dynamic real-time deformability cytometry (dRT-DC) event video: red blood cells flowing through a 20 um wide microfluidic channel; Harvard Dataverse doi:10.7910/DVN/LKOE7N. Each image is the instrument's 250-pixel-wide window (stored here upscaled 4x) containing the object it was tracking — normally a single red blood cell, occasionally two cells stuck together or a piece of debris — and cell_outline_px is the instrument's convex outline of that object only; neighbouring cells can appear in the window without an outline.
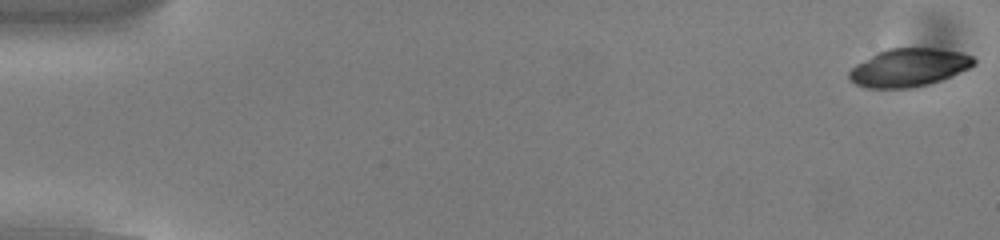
{"species": "common noctule bat (a hibernating species)", "species_latin": "Nyctalus noctula", "temperature_condition": "cold", "stored_images_in_passage": 54, "camera_frame_rate_fps": 3000, "um_per_image_px": 0.085, "animal": {"sex": "male", "body_mass_g": 13.0, "forearm_length_mm": 53.1}, "frame": {"image": 1, "passage_image": 1, "time_ms": 0.0, "image_size_px": [1000, 240], "cell_outline_px": [[976, 64], [968, 68], [940, 80], [928, 84], [912, 88], [868, 88], [856, 84], [848, 76], [848, 72], [856, 64], [876, 52], [888, 48], [936, 48], [960, 52], [972, 56], [976, 60]], "centroid_in_image_um": [77.23, 5.73], "position_along_channel_um": 7.8, "area_um2": 27.57}}
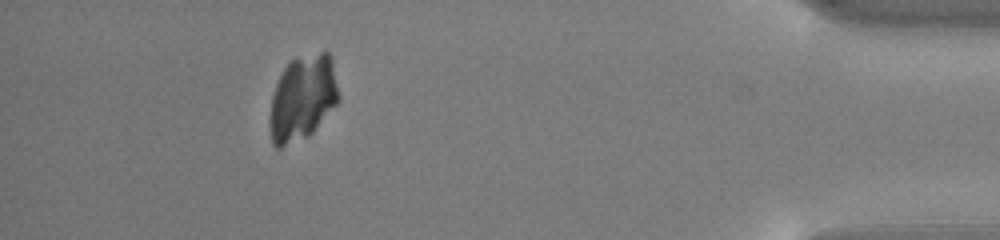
{"frame": {"image": 2, "passage_image": 49, "time_ms": 16.0, "image_size_px": [1000, 240], "cell_outline_px": [[340, 96], [336, 104], [312, 132], [308, 136], [280, 148], [276, 148], [272, 144], [268, 124], [268, 120], [272, 96], [276, 84], [284, 68], [296, 56], [320, 52], [328, 52], [332, 56]], "centroid_in_image_um": [25.71, 8.32], "position_along_channel_um": 409.5, "area_um2": 34.51}}